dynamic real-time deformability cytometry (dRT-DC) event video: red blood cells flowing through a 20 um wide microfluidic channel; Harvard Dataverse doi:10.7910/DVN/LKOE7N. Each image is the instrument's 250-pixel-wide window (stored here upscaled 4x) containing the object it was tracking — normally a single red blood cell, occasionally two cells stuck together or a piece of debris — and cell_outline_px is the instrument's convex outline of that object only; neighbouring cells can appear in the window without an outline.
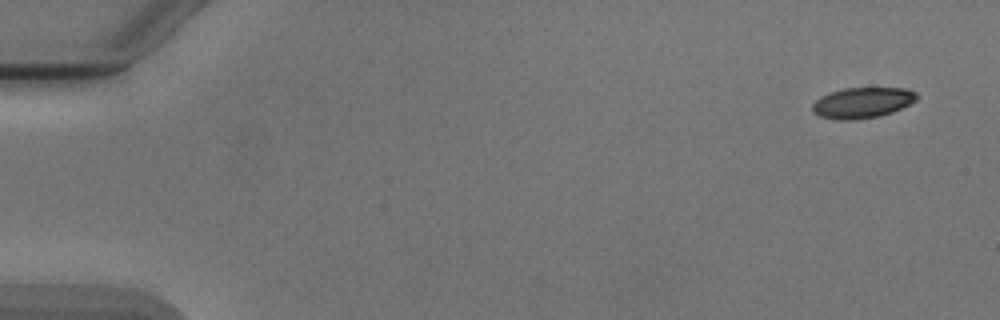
{"species": "Egyptian fruit bat (a non-hibernating species)", "species_latin": "Rousettus aegyptiacus", "temperature_condition": "cold", "stored_images_in_passage": 30, "camera_frame_rate_fps": 3000, "um_per_image_px": 0.085, "animal": {"sex": "male"}, "frame": {"image": 1, "passage_image": 1, "time_ms": 0.0, "image_size_px": [1000, 320], "cell_outline_px": [[916, 100], [892, 112], [880, 116], [852, 120], [836, 120], [820, 116], [812, 112], [812, 104], [820, 96], [844, 88], [908, 88], [916, 92]], "centroid_in_image_um": [73.27, 8.73], "position_along_channel_um": 11.7, "area_um2": 18.61}}
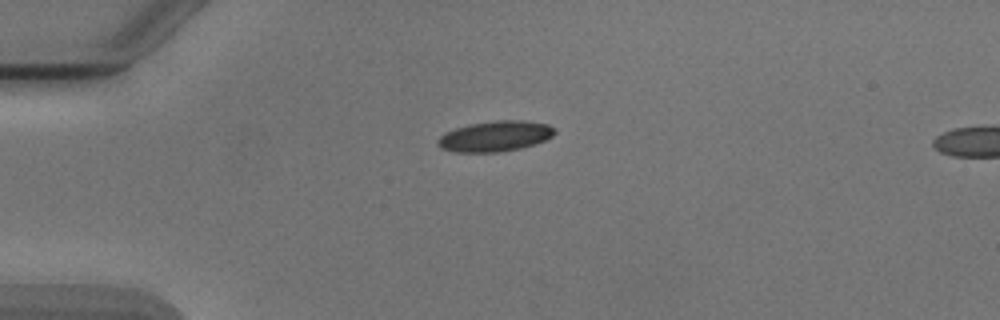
{"frame": {"image": 2, "passage_image": 12, "time_ms": 3.667, "image_size_px": [1000, 320], "cell_outline_px": [[556, 132], [552, 136], [544, 140], [520, 148], [500, 152], [456, 152], [440, 148], [436, 144], [436, 140], [444, 132], [456, 128], [472, 124], [496, 120], [524, 120], [548, 124], [556, 128]], "centroid_in_image_um": [42.07, 11.57], "position_along_channel_um": 42.9, "area_um2": 20.81}}
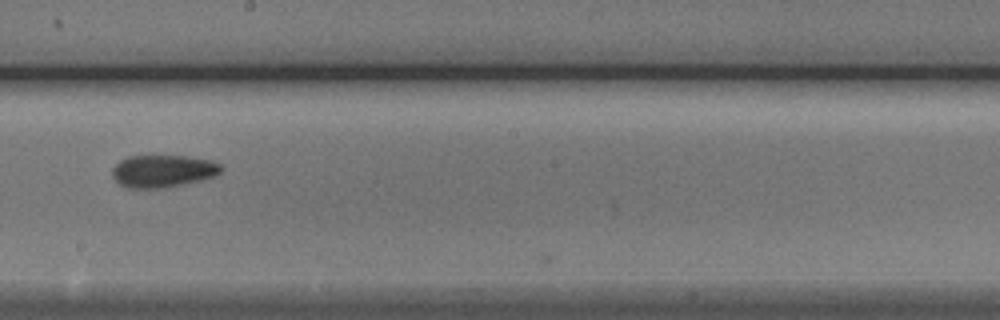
{"frame": {"image": 3, "passage_image": 29, "time_ms": 9.333, "image_size_px": [1000, 320], "cell_outline_px": [[224, 168], [216, 176], [184, 184], [160, 188], [128, 188], [120, 184], [112, 176], [112, 168], [120, 160], [128, 156], [184, 156], [212, 160], [220, 164]], "centroid_in_image_um": [13.86, 14.54], "position_along_channel_um": 234.3, "area_um2": 20.58}}